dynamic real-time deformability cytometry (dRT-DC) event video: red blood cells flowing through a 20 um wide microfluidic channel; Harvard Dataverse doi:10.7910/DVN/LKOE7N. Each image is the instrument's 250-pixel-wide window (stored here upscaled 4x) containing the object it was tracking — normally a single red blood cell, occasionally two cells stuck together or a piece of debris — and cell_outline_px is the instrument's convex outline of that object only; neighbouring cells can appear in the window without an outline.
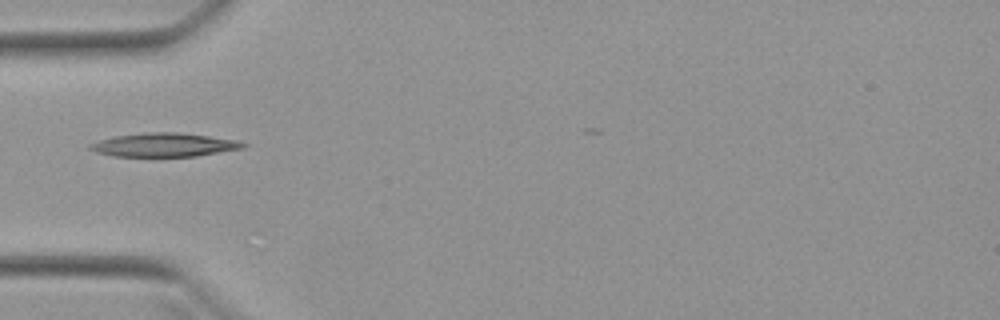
{"species": "Egyptian fruit bat (a non-hibernating species)", "species_latin": "Rousettus aegyptiacus", "temperature_condition": "warm", "stored_images_in_passage": 22, "camera_frame_rate_fps": 3000, "um_per_image_px": 0.085, "animal": {"sex": "female"}, "frame": {"image": 1, "passage_image": 1, "time_ms": 0.0, "image_size_px": [1000, 320], "cell_outline_px": [[248, 144], [244, 148], [196, 156], [112, 156], [96, 152], [88, 148], [88, 144], [112, 136], [144, 132], [176, 132], [208, 136], [236, 140]], "centroid_in_image_um": [13.91, 12.31], "position_along_channel_um": 71.1, "area_um2": 21.1}}
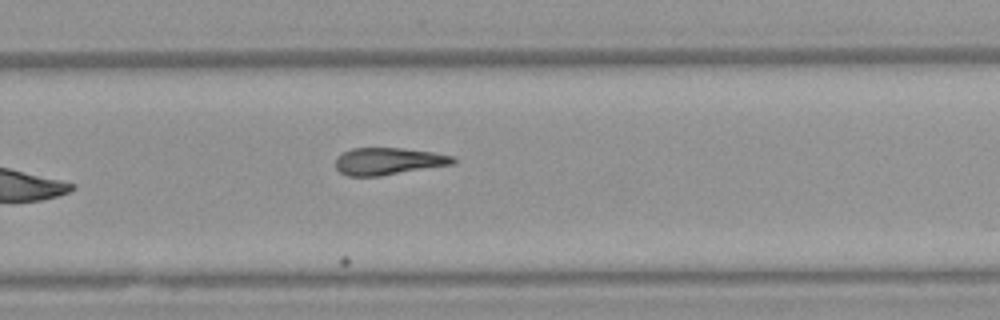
{"frame": {"image": 2, "passage_image": 18, "time_ms": 5.667, "image_size_px": [1000, 320], "cell_outline_px": [[456, 164], [380, 176], [348, 176], [340, 172], [336, 168], [336, 156], [352, 148], [400, 148], [432, 152], [452, 156], [456, 160]], "centroid_in_image_um": [33.01, 13.71], "position_along_channel_um": 296.8, "area_um2": 18.61}}